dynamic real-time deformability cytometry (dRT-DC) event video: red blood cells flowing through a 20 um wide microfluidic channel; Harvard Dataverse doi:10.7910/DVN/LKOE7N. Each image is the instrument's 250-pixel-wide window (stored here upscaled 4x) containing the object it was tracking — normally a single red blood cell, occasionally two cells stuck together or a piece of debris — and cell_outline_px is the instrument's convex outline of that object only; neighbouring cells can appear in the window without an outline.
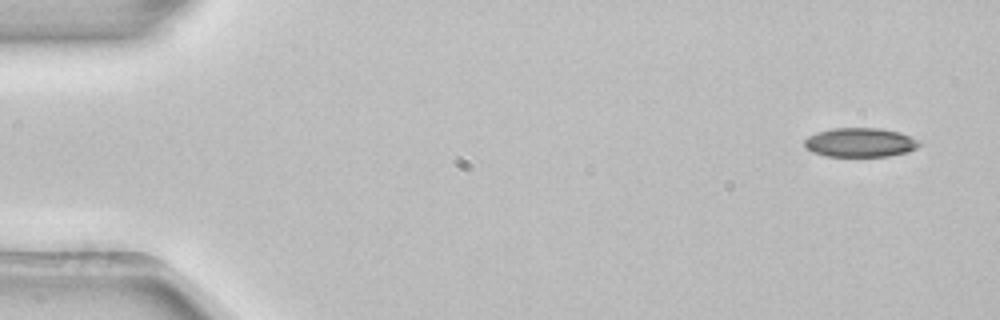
{"species": "common noctule bat (a hibernating species)", "species_latin": "Nyctalus noctula", "temperature_condition": "room temperature", "stored_images_in_passage": 5, "segment_of_instrument_passage": [1, 2], "camera_frame_rate_fps": 3000, "um_per_image_px": 0.085, "animal": {"sex": "female", "body_mass_g": 22.7, "forearm_length_mm": 54.2}, "frame": {"image": 1, "passage_image": 1, "time_ms": 0.0, "image_size_px": [1000, 320], "cell_outline_px": [[920, 144], [916, 148], [908, 152], [888, 156], [824, 156], [812, 152], [804, 144], [804, 140], [808, 136], [816, 132], [832, 128], [880, 128], [896, 132], [920, 140]], "centroid_in_image_um": [73.09, 12.11], "position_along_channel_um": 11.9, "area_um2": 19.42}}